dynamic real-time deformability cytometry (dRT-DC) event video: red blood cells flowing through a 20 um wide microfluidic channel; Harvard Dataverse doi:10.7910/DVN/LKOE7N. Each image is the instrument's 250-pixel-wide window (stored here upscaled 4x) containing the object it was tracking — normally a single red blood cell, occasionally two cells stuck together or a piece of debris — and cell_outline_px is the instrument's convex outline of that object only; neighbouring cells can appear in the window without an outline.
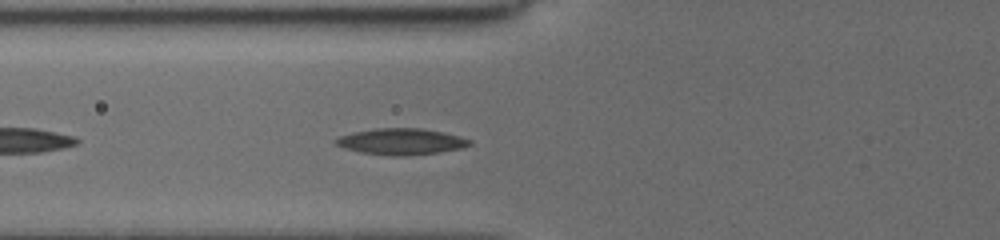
{"species": "common noctule bat (a hibernating species)", "species_latin": "Nyctalus noctula", "temperature_condition": "cold", "stored_images_in_passage": 28, "camera_frame_rate_fps": 3000, "um_per_image_px": 0.085, "animal": {"sex": "female", "body_mass_g": 19.5, "forearm_length_mm": 54.1}, "frame": {"image": 1, "passage_image": 16, "time_ms": 5.667, "image_size_px": [1000, 240], "cell_outline_px": [[472, 144], [464, 148], [436, 152], [404, 156], [392, 156], [360, 152], [344, 148], [332, 144], [332, 140], [340, 136], [352, 132], [376, 128], [420, 128], [460, 136], [472, 140]], "centroid_in_image_um": [34.05, 12.03], "position_along_channel_um": 91.7, "area_um2": 20.58}}
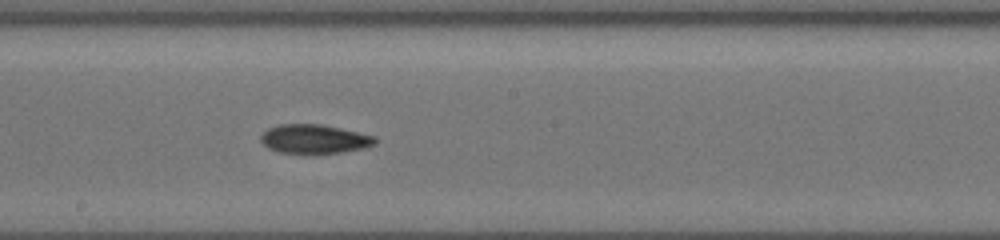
{"frame": {"image": 2, "passage_image": 25, "time_ms": 9.0, "image_size_px": [1000, 240], "cell_outline_px": [[376, 144], [364, 148], [344, 152], [316, 156], [308, 156], [276, 152], [268, 148], [260, 140], [260, 136], [268, 128], [280, 124], [320, 124], [340, 128], [376, 136]], "centroid_in_image_um": [26.71, 11.87], "position_along_channel_um": 221.5, "area_um2": 20.17}}
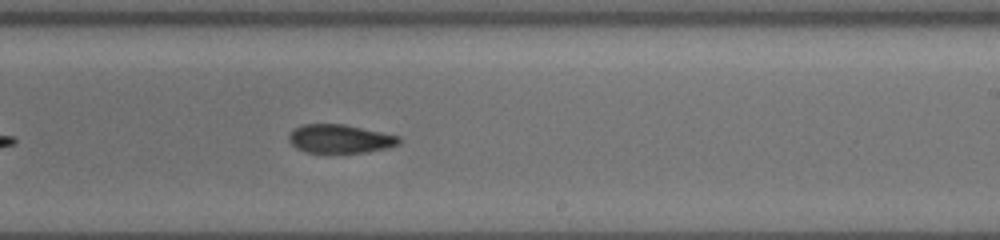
{"frame": {"image": 3, "passage_image": 28, "time_ms": 10.0, "image_size_px": [1000, 240], "cell_outline_px": [[400, 144], [388, 148], [368, 152], [304, 152], [296, 148], [288, 140], [288, 136], [296, 128], [304, 124], [344, 124], [400, 136]], "centroid_in_image_um": [28.92, 11.8], "position_along_channel_um": 260.1, "area_um2": 18.26}}